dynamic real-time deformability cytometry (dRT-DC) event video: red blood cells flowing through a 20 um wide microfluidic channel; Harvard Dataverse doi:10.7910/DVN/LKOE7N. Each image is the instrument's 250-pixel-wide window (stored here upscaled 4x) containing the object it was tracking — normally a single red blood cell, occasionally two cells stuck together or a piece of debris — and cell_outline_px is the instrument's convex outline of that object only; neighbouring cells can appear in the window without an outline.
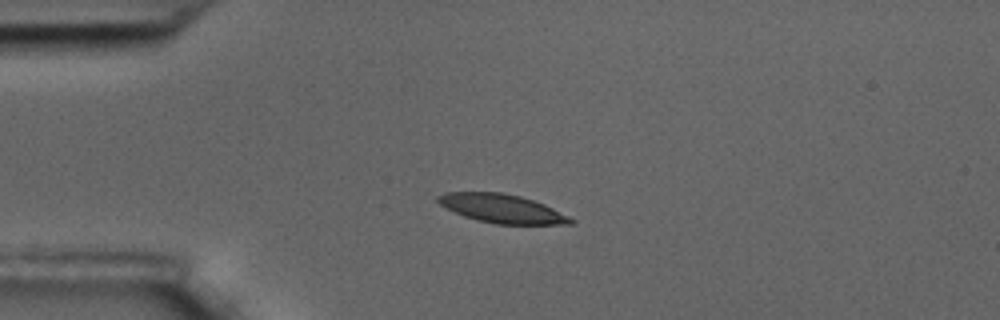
{"species": "common noctule bat (a hibernating species)", "species_latin": "Nyctalus noctula", "temperature_condition": "room temperature", "stored_images_in_passage": 45, "camera_frame_rate_fps": 3000, "um_per_image_px": 0.085, "animal": {"sex": "male", "body_mass_g": 17.5, "forearm_length_mm": 52.3}, "frame": {"image": 1, "passage_image": 1, "time_ms": 0.0, "image_size_px": [1000, 320], "cell_outline_px": [[576, 220], [572, 224], [496, 224], [476, 220], [464, 216], [440, 204], [436, 200], [436, 196], [444, 192], [504, 192], [520, 196], [544, 204]], "centroid_in_image_um": [42.65, 17.72], "position_along_channel_um": 42.3, "area_um2": 22.08}}
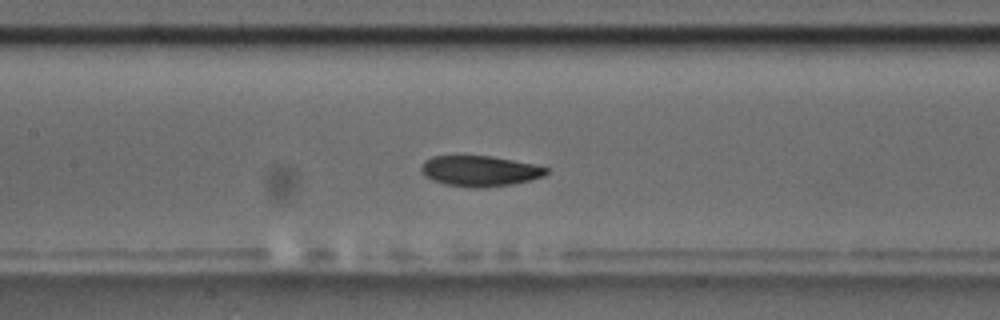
{"frame": {"image": 2, "passage_image": 14, "time_ms": 4.333, "image_size_px": [1000, 320], "cell_outline_px": [[548, 172], [544, 176], [512, 184], [480, 188], [444, 184], [432, 180], [424, 176], [420, 172], [420, 168], [424, 160], [432, 156], [492, 156], [536, 164], [548, 168]], "centroid_in_image_um": [40.76, 14.52], "position_along_channel_um": 166.6, "area_um2": 22.37}}
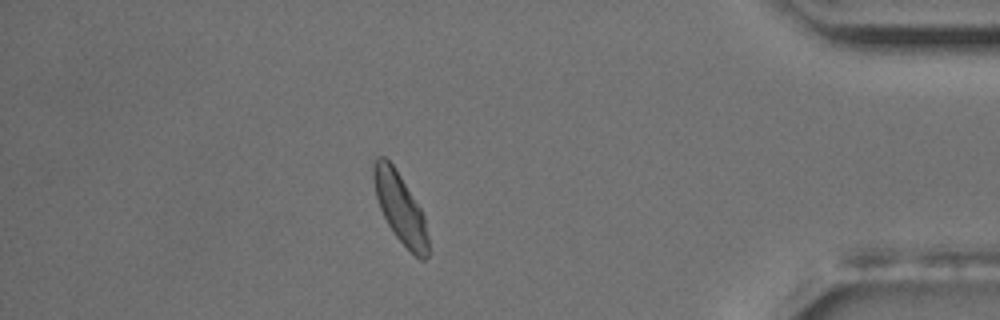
{"frame": {"image": 3, "passage_image": 38, "time_ms": 12.333, "image_size_px": [1000, 320], "cell_outline_px": [[428, 256], [424, 260], [420, 260], [396, 236], [388, 224], [380, 208], [376, 196], [372, 176], [372, 164], [376, 156], [384, 156], [392, 164], [400, 176], [420, 208], [424, 216], [428, 236]], "centroid_in_image_um": [33.99, 17.65], "position_along_channel_um": 401.2, "area_um2": 21.85}, "authors_computed_cell_mechanics": {"area_um2": 22.542, "velocity_mm_per_s": 3.4346, "shape_relaxation_time_tau1_ms": 3.2843, "shape_relaxation_time_tau2_ms": 4.0166, "deformation_change_tau1": 0.1074, "deformation_change_tau2": 0.0873}}